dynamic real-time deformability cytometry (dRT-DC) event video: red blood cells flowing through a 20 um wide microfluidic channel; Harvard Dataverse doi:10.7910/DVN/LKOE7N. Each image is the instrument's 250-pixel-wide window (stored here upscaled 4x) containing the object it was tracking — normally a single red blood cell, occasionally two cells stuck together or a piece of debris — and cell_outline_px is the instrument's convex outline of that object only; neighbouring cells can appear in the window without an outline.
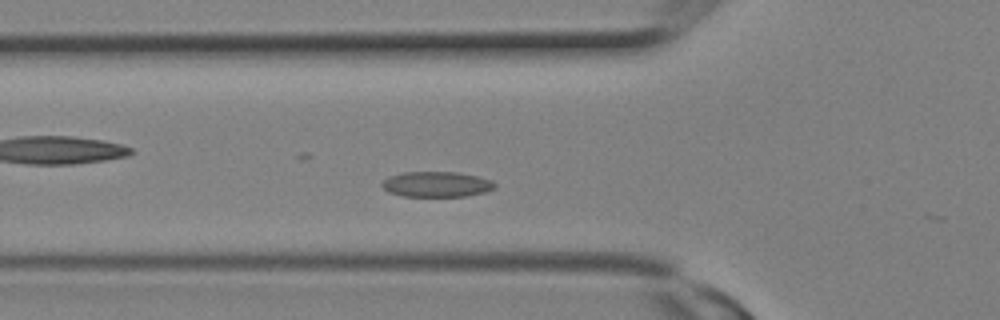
{"species": "Egyptian fruit bat (a non-hibernating species)", "species_latin": "Rousettus aegyptiacus", "temperature_condition": "room temperature", "stored_images_in_passage": 6, "camera_frame_rate_fps": 3000, "um_per_image_px": 0.085, "animal": {"sex": "female"}, "frame": {"image": 1, "passage_image": 3, "time_ms": 0.667, "image_size_px": [1000, 320], "cell_outline_px": [[496, 188], [484, 192], [464, 196], [400, 196], [388, 192], [380, 184], [388, 176], [404, 172], [456, 172], [476, 176], [492, 180], [496, 184]], "centroid_in_image_um": [37.09, 15.66], "position_along_channel_um": 88.7, "area_um2": 16.7}}
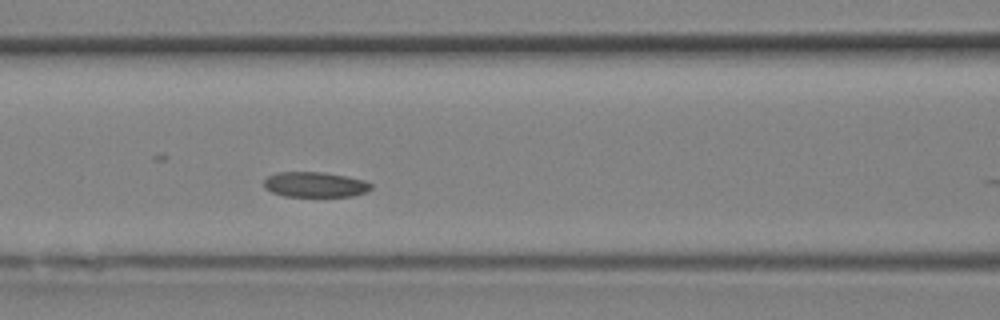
{"frame": {"image": 2, "passage_image": 5, "time_ms": 1.333, "image_size_px": [1000, 320], "cell_outline_px": [[372, 188], [368, 192], [352, 196], [284, 196], [272, 192], [264, 188], [264, 180], [268, 176], [276, 172], [324, 172], [364, 180], [372, 184]], "centroid_in_image_um": [26.78, 15.69], "position_along_channel_um": 139.8, "area_um2": 15.78}}